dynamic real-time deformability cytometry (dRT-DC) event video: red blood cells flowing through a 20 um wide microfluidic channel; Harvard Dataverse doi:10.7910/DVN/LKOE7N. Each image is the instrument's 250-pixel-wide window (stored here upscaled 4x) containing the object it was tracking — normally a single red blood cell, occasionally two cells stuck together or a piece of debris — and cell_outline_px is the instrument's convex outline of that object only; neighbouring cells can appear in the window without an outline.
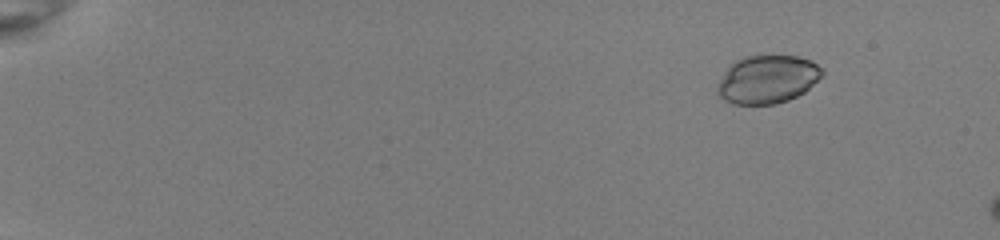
{"species": "common noctule bat (a hibernating species)", "species_latin": "Nyctalus noctula", "temperature_condition": "room temperature", "stored_images_in_passage": 7, "camera_frame_rate_fps": 3000, "um_per_image_px": 0.085, "animal": {"sex": "female", "body_mass_g": 22.0, "forearm_length_mm": 56.7}, "frame": {"image": 1, "passage_image": 1, "time_ms": 0.0, "image_size_px": [1000, 240], "cell_outline_px": [[824, 76], [804, 92], [788, 100], [776, 104], [732, 104], [724, 100], [716, 92], [716, 84], [728, 68], [736, 60], [744, 56], [772, 52], [796, 56], [808, 60], [816, 64], [824, 72]], "centroid_in_image_um": [65.23, 6.71], "position_along_channel_um": 19.8, "area_um2": 30.11}}